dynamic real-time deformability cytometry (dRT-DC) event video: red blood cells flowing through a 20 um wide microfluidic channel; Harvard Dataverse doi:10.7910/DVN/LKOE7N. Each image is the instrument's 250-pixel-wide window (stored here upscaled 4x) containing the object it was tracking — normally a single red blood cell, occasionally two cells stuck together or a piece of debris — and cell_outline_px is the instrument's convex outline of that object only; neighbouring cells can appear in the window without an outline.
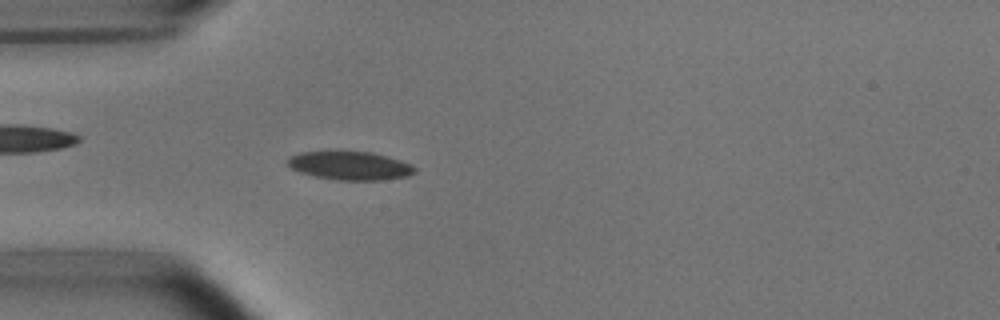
{"species": "common noctule bat (a hibernating species)", "species_latin": "Nyctalus noctula", "temperature_condition": "room temperature", "stored_images_in_passage": 53, "camera_frame_rate_fps": 3000, "um_per_image_px": 0.085, "animal": {"sex": "male", "body_mass_g": 15.6}, "frame": {"image": 1, "passage_image": 15, "time_ms": 4.667, "image_size_px": [1000, 320], "cell_outline_px": [[416, 172], [408, 176], [384, 180], [336, 180], [316, 176], [300, 172], [284, 164], [288, 156], [300, 152], [372, 152], [388, 156], [412, 164], [416, 168]], "centroid_in_image_um": [29.75, 14.08], "position_along_channel_um": 55.3, "area_um2": 21.21}}
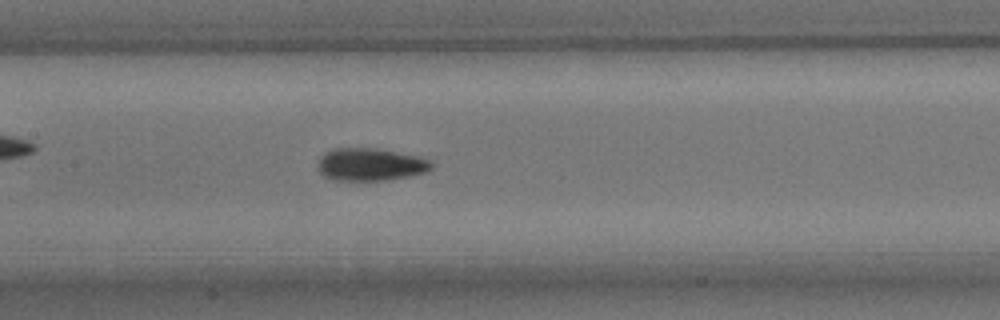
{"frame": {"image": 2, "passage_image": 25, "time_ms": 8.0, "image_size_px": [1000, 320], "cell_outline_px": [[432, 168], [428, 172], [412, 176], [384, 180], [332, 180], [324, 176], [316, 168], [316, 164], [320, 156], [324, 152], [332, 148], [376, 148], [420, 156], [432, 160]], "centroid_in_image_um": [31.48, 13.97], "position_along_channel_um": 175.9, "area_um2": 22.08}}
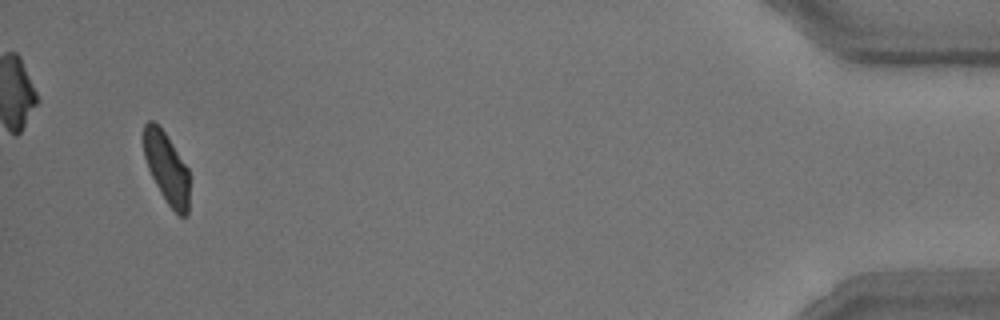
{"frame": {"image": 3, "passage_image": 51, "time_ms": 16.667, "image_size_px": [1000, 320], "cell_outline_px": [[188, 212], [184, 216], [180, 216], [168, 204], [160, 192], [148, 168], [144, 156], [144, 124], [148, 120], [152, 120], [164, 132], [188, 168]], "centroid_in_image_um": [14.15, 14.27], "position_along_channel_um": 421.0, "area_um2": 18.44}, "authors_computed_cell_mechanics": {"area_um2": 20.3456, "velocity_mm_per_s": 3.7351, "shape_relaxation_time_tau1_ms": 3.928, "shape_relaxation_time_tau2_ms": 1.8844, "deformation_change_tau1": 0.1296, "deformation_change_tau2": 0.0662}}